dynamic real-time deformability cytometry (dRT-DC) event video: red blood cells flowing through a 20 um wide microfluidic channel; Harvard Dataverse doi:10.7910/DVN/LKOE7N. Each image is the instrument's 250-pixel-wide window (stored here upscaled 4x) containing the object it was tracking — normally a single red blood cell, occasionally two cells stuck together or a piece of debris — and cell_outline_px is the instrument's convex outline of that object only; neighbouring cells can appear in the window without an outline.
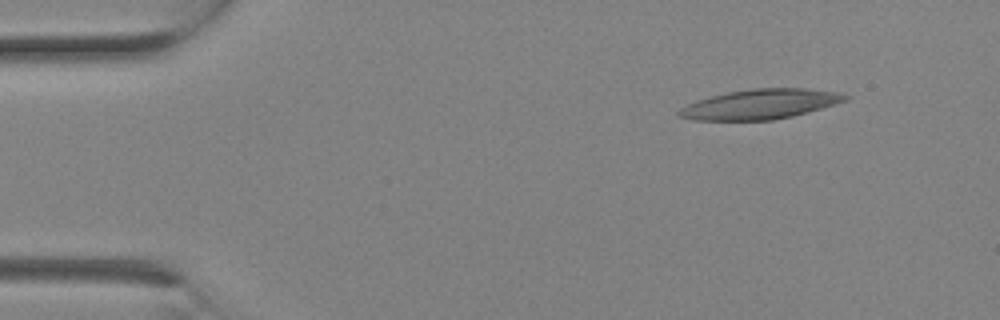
{"species": "Egyptian fruit bat (a non-hibernating species)", "species_latin": "Rousettus aegyptiacus", "temperature_condition": "room temperature", "stored_images_in_passage": 2, "camera_frame_rate_fps": 3000, "um_per_image_px": 0.085, "animal": {"sex": "female"}, "frame": {"image": 1, "passage_image": 1, "time_ms": 0.0, "image_size_px": [1000, 320], "cell_outline_px": [[852, 96], [848, 100], [836, 104], [808, 112], [792, 116], [772, 120], [692, 120], [676, 116], [676, 112], [680, 108], [688, 104], [712, 96], [728, 92], [752, 88], [804, 88], [840, 92]], "centroid_in_image_um": [64.66, 8.85], "position_along_channel_um": 20.3, "area_um2": 29.02}}